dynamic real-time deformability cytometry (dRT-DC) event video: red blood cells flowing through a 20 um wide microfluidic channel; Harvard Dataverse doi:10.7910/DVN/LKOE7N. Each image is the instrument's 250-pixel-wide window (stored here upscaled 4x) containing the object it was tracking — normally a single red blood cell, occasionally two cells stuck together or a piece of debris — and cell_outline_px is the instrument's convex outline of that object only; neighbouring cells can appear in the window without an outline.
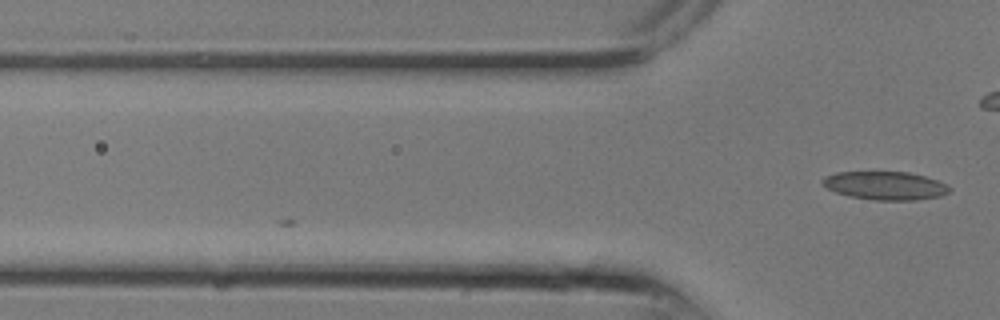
{"species": "common noctule bat (a hibernating species)", "species_latin": "Nyctalus noctula", "temperature_condition": "room temperature", "stored_images_in_passage": 4, "camera_frame_rate_fps": 3000, "um_per_image_px": 0.085, "animal": {"sex": "male", "body_mass_g": 13.3}, "frame": {"image": 1, "passage_image": 4, "time_ms": 1.0, "image_size_px": [1000, 320], "cell_outline_px": [[952, 188], [948, 192], [940, 196], [916, 200], [876, 200], [848, 196], [836, 192], [820, 184], [820, 180], [824, 176], [836, 172], [908, 172], [924, 176], [936, 180]], "centroid_in_image_um": [75.19, 15.77], "position_along_channel_um": 50.6, "area_um2": 20.92}}